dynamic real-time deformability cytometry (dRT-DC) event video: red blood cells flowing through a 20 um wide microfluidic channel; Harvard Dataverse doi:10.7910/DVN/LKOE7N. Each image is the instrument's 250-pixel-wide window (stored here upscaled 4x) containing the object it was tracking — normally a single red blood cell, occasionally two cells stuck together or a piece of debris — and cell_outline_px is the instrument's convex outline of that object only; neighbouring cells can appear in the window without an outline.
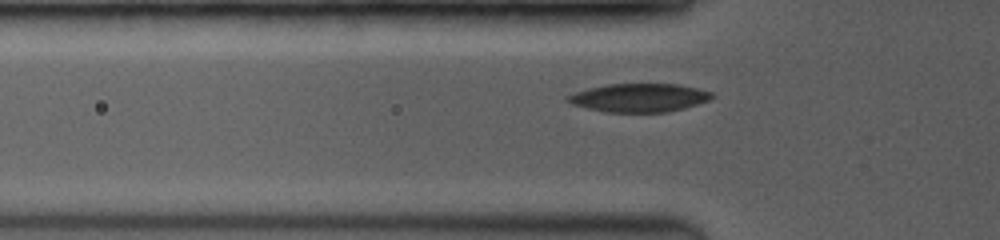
{"species": "common noctule bat (a hibernating species)", "species_latin": "Nyctalus noctula", "temperature_condition": "room temperature", "stored_images_in_passage": 5, "camera_frame_rate_fps": 3500, "um_per_image_px": 0.085, "animal": {"sex": "female", "body_mass_g": 19.0, "forearm_length_mm": 53.3}, "frame": {"image": 1, "passage_image": 5, "time_ms": 3.143, "image_size_px": [1000, 240], "cell_outline_px": [[712, 96], [708, 100], [684, 108], [668, 112], [604, 112], [572, 104], [564, 100], [564, 96], [588, 88], [608, 84], [676, 84], [696, 88], [712, 92]], "centroid_in_image_um": [54.27, 8.31], "position_along_channel_um": 71.5, "area_um2": 23.76}}